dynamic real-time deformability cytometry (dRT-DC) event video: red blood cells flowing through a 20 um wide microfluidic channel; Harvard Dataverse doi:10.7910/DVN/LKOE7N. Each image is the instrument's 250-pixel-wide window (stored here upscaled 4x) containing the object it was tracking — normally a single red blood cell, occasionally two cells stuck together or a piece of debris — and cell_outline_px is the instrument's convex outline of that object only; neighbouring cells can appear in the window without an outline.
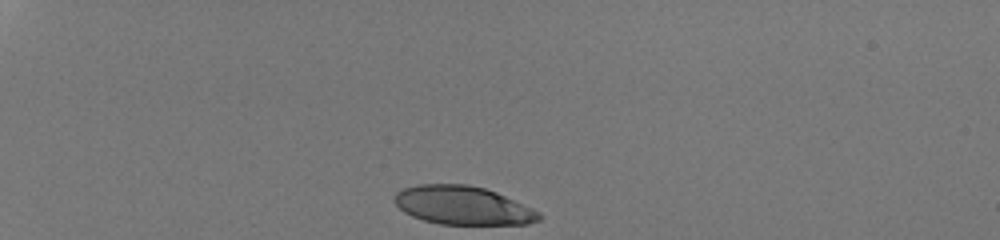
{"species": "human", "species_latin": "Homo sapiens", "temperature_condition": "room temperature", "stored_images_in_passage": 32, "camera_frame_rate_fps": 3000, "um_per_image_px": 0.085, "donor": {"sex": "male"}, "frame": {"image": 1, "passage_image": 1, "time_ms": 0.0, "image_size_px": [1000, 240], "cell_outline_px": [[544, 216], [540, 220], [528, 224], [440, 224], [424, 220], [412, 216], [404, 212], [396, 204], [396, 192], [404, 188], [420, 184], [468, 184], [484, 188], [496, 192], [532, 208], [540, 212]], "centroid_in_image_um": [39.38, 17.46], "position_along_channel_um": 45.6, "area_um2": 32.31}}
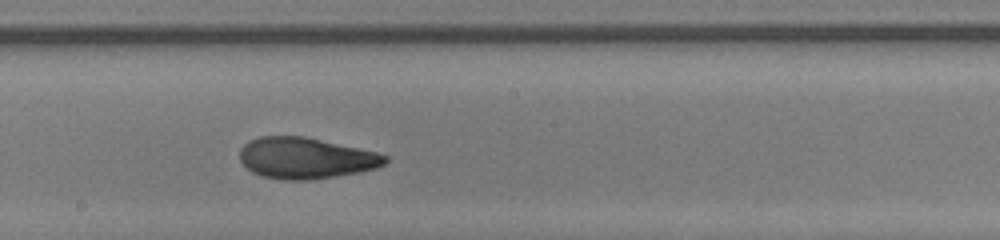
{"frame": {"image": 2, "passage_image": 19, "time_ms": 6.0, "image_size_px": [1000, 240], "cell_outline_px": [[388, 160], [384, 164], [376, 168], [360, 172], [308, 180], [284, 180], [264, 176], [252, 172], [240, 160], [240, 148], [248, 140], [260, 136], [304, 136], [376, 152], [388, 156]], "centroid_in_image_um": [25.97, 13.43], "position_along_channel_um": 222.2, "area_um2": 34.68}}
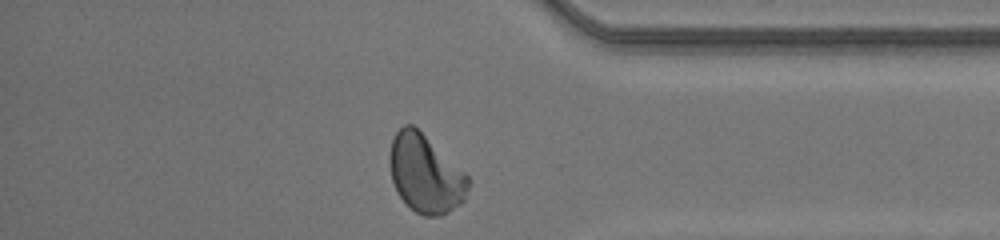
{"frame": {"image": 3, "passage_image": 32, "time_ms": 10.333, "image_size_px": [1000, 240], "cell_outline_px": [[472, 180], [464, 200], [460, 204], [448, 212], [440, 216], [424, 216], [416, 212], [396, 192], [392, 180], [388, 164], [388, 156], [392, 140], [396, 132], [404, 124], [412, 124], [464, 172]], "centroid_in_image_um": [36.14, 14.79], "position_along_channel_um": 399.1, "area_um2": 35.55}, "authors_computed_cell_mechanics": {"area_um2": 34.7667, "velocity_mm_per_s": 4.2276, "shape_relaxation_time_tau1_ms": 8.9955, "shape_relaxation_time_tau2_ms": 1.1354, "deformation_change_tau1": 0.2888, "deformation_change_tau2": 0.0695}}